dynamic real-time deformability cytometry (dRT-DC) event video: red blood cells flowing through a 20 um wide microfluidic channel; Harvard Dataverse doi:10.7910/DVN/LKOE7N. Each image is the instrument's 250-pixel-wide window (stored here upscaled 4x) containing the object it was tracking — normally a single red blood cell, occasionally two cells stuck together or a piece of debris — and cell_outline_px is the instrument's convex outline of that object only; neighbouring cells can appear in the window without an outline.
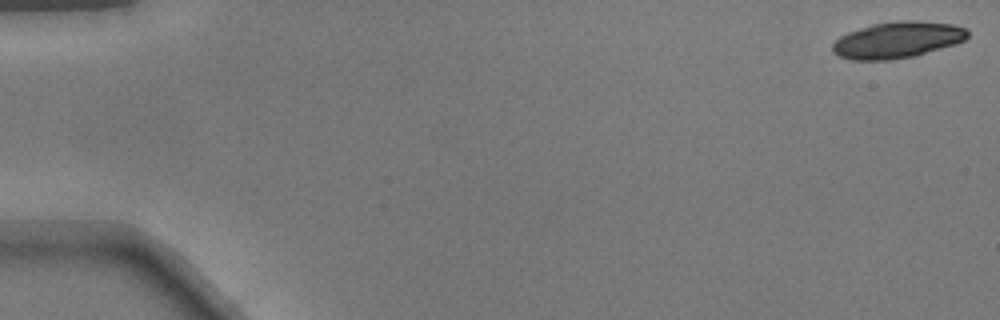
{"species": "common noctule bat (a hibernating species)", "species_latin": "Nyctalus noctula", "temperature_condition": "warm", "stored_images_in_passage": 17, "camera_frame_rate_fps": 3000, "um_per_image_px": 0.085, "animal": {"sex": "male", "body_mass_g": 17.9}, "frame": {"image": 1, "passage_image": 1, "time_ms": 0.0, "image_size_px": [1000, 320], "cell_outline_px": [[968, 36], [964, 40], [956, 44], [916, 56], [888, 60], [852, 60], [840, 56], [832, 52], [832, 44], [840, 36], [848, 32], [872, 24], [900, 20], [912, 20], [952, 24], [964, 28], [968, 32]], "centroid_in_image_um": [76.27, 3.4], "position_along_channel_um": 8.7, "area_um2": 28.67}}
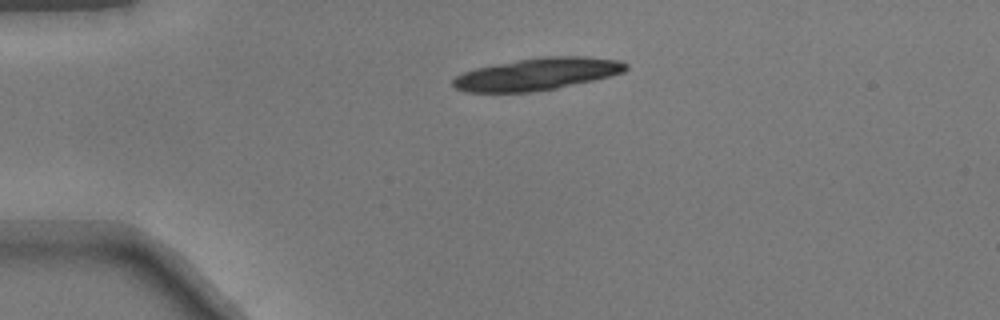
{"frame": {"image": 2, "passage_image": 12, "time_ms": 3.667, "image_size_px": [1000, 320], "cell_outline_px": [[628, 68], [624, 72], [592, 80], [556, 88], [532, 92], [464, 92], [456, 88], [452, 84], [452, 80], [456, 76], [464, 72], [476, 68], [496, 64], [520, 60], [548, 56], [584, 56], [620, 60], [628, 64]], "centroid_in_image_um": [45.66, 6.3], "position_along_channel_um": 39.3, "area_um2": 32.08}}
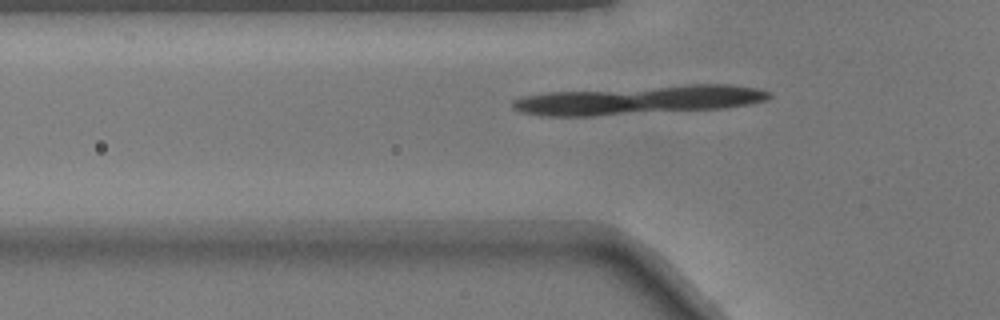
{"frame": {"image": 3, "passage_image": 17, "time_ms": 5.333, "image_size_px": [1000, 320], "cell_outline_px": [[772, 96], [768, 100], [752, 104], [724, 108], [592, 116], [544, 116], [520, 112], [512, 108], [512, 100], [524, 96], [544, 92], [688, 84], [728, 84], [756, 88], [768, 92]], "centroid_in_image_um": [54.29, 8.49], "position_along_channel_um": 71.5, "area_um2": 43.41}}